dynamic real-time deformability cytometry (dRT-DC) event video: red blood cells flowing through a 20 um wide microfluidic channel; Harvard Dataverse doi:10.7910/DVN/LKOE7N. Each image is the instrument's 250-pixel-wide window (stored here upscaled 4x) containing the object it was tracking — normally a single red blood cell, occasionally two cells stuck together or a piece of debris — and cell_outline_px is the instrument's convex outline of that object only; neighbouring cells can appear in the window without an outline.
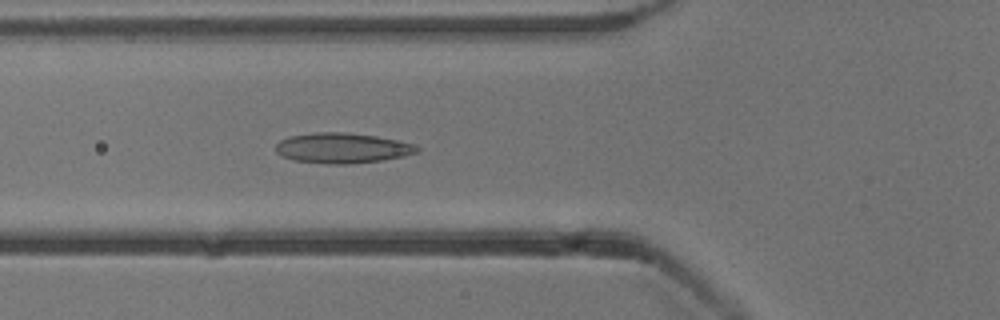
{"species": "common noctule bat (a hibernating species)", "species_latin": "Nyctalus noctula", "temperature_condition": "cold", "stored_images_in_passage": 53, "camera_frame_rate_fps": 3000, "um_per_image_px": 0.085, "animal": {"sex": "male", "body_mass_g": 13.3}, "frame": {"image": 1, "passage_image": 19, "time_ms": 6.0, "image_size_px": [1000, 320], "cell_outline_px": [[420, 148], [416, 152], [404, 156], [384, 160], [348, 164], [328, 164], [296, 160], [280, 156], [276, 152], [276, 144], [280, 140], [288, 136], [316, 132], [348, 132], [376, 136], [400, 140], [416, 144]], "centroid_in_image_um": [29.11, 12.57], "position_along_channel_um": 96.7, "area_um2": 25.14}}
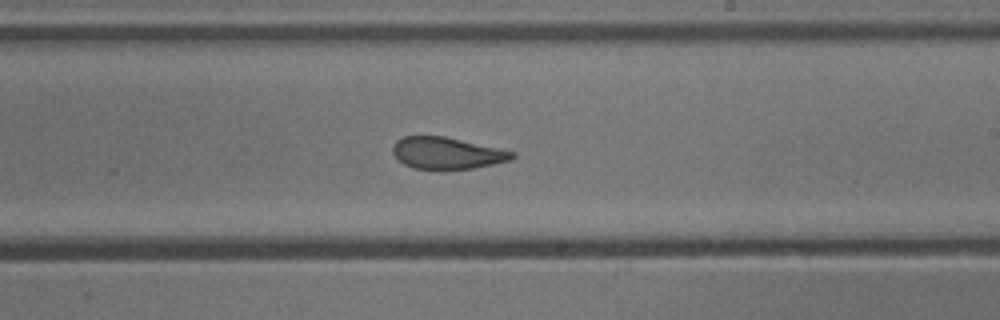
{"frame": {"image": 2, "passage_image": 31, "time_ms": 10.0, "image_size_px": [1000, 320], "cell_outline_px": [[516, 156], [512, 160], [472, 168], [412, 168], [404, 164], [392, 152], [392, 148], [396, 140], [404, 136], [444, 136], [516, 152]], "centroid_in_image_um": [38.0, 13.0], "position_along_channel_um": 251.0, "area_um2": 21.73}}
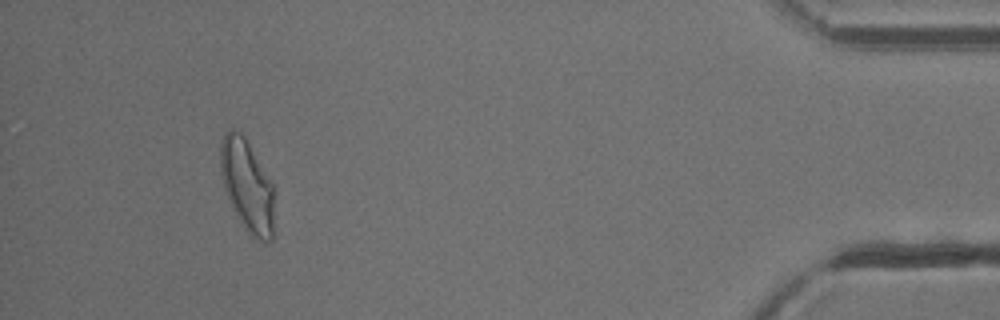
{"frame": {"image": 3, "passage_image": 49, "time_ms": 16.0, "image_size_px": [1000, 320], "cell_outline_px": [[272, 240], [268, 244], [264, 244], [256, 240], [248, 232], [232, 208], [224, 188], [220, 168], [220, 144], [224, 132], [232, 128], [240, 132], [244, 136], [272, 184]], "centroid_in_image_um": [20.97, 15.78], "position_along_channel_um": 414.2, "area_um2": 28.44}, "authors_computed_cell_mechanics": {"area_um2": 25.0274, "velocity_mm_per_s": 3.8485, "shape_relaxation_time_tau1_ms": null, "shape_relaxation_time_tau2_ms": 1.2529, "deformation_change_tau1": null, "deformation_change_tau2": 0.08}}